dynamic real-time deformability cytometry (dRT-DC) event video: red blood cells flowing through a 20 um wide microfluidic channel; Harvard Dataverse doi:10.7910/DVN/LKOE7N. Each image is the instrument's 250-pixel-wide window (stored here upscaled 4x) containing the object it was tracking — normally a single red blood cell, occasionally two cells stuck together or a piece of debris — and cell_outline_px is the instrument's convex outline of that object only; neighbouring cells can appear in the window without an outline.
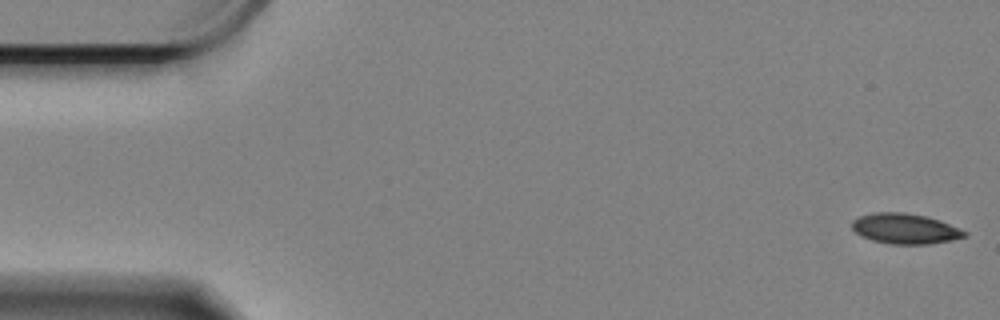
{"species": "Egyptian fruit bat (a non-hibernating species)", "species_latin": "Rousettus aegyptiacus", "temperature_condition": "cold", "stored_images_in_passage": 59, "camera_frame_rate_fps": 3000, "um_per_image_px": 0.085, "animal": {"sex": "female"}, "frame": {"image": 1, "passage_image": 1, "time_ms": 0.0, "image_size_px": [1000, 320], "cell_outline_px": [[968, 236], [952, 240], [928, 244], [892, 244], [872, 240], [860, 236], [852, 228], [852, 220], [860, 216], [872, 212], [904, 212], [924, 216], [940, 220], [960, 228], [968, 232]], "centroid_in_image_um": [76.94, 19.43], "position_along_channel_um": 8.1, "area_um2": 20.0}}
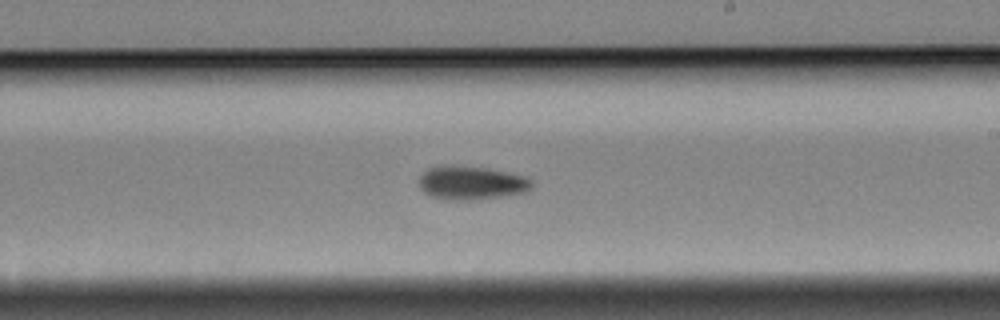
{"frame": {"image": 2, "passage_image": 34, "time_ms": 11.0, "image_size_px": [1000, 320], "cell_outline_px": [[532, 188], [524, 192], [476, 200], [444, 200], [432, 196], [424, 192], [420, 188], [420, 176], [428, 168], [452, 164], [484, 168], [524, 176], [532, 180]], "centroid_in_image_um": [40.03, 15.55], "position_along_channel_um": 249.0, "area_um2": 21.96}}
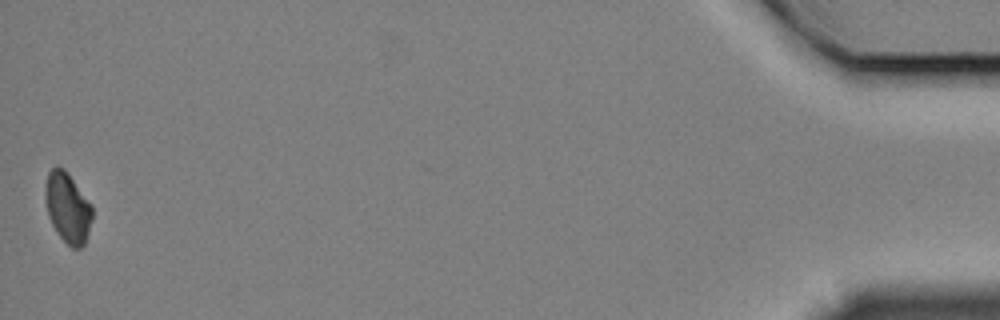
{"frame": {"image": 3, "passage_image": 59, "time_ms": 19.333, "image_size_px": [1000, 320], "cell_outline_px": [[92, 220], [84, 244], [80, 248], [72, 248], [56, 232], [48, 216], [44, 200], [44, 188], [48, 172], [56, 164], [64, 168], [68, 172], [92, 204]], "centroid_in_image_um": [5.73, 17.6], "position_along_channel_um": 429.5, "area_um2": 19.54}, "authors_computed_cell_mechanics": {"area_um2": 20.519, "velocity_mm_per_s": 3.3098, "shape_relaxation_time_tau1_ms": 4.1088, "shape_relaxation_time_tau2_ms": null, "deformation_change_tau1": 0.0882, "deformation_change_tau2": null}}